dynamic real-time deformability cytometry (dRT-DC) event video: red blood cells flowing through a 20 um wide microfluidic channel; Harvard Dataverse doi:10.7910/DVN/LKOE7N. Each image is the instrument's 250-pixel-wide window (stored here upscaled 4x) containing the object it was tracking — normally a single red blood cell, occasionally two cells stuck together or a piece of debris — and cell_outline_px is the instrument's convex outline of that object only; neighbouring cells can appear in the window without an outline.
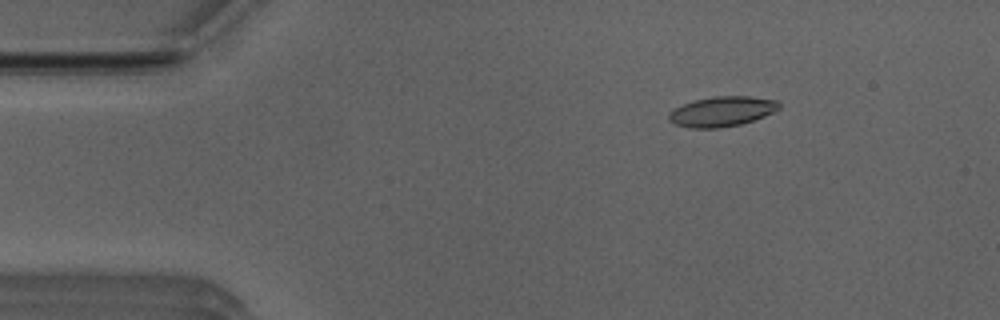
{"species": "Egyptian fruit bat (a non-hibernating species)", "species_latin": "Rousettus aegyptiacus", "temperature_condition": "room temperature", "stored_images_in_passage": 52, "camera_frame_rate_fps": 3000, "um_per_image_px": 0.085, "animal": {"sex": "male"}, "frame": {"image": 1, "passage_image": 8, "time_ms": 2.333, "image_size_px": [1000, 320], "cell_outline_px": [[780, 108], [764, 116], [740, 124], [716, 128], [692, 128], [676, 124], [668, 120], [668, 112], [684, 104], [696, 100], [712, 96], [748, 96], [780, 100]], "centroid_in_image_um": [61.38, 9.46], "position_along_channel_um": 23.6, "area_um2": 19.13}}
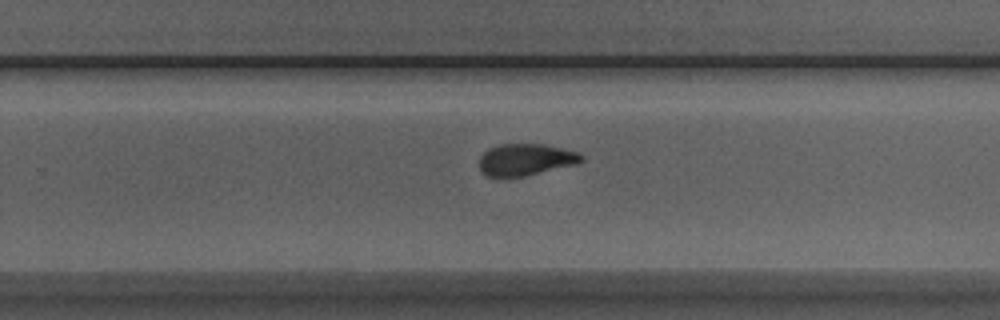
{"frame": {"image": 2, "passage_image": 33, "time_ms": 10.667, "image_size_px": [1000, 320], "cell_outline_px": [[584, 160], [576, 164], [524, 176], [488, 176], [480, 172], [480, 156], [488, 148], [500, 144], [544, 144], [576, 152], [584, 156]], "centroid_in_image_um": [44.66, 13.56], "position_along_channel_um": 285.1, "area_um2": 18.73}}
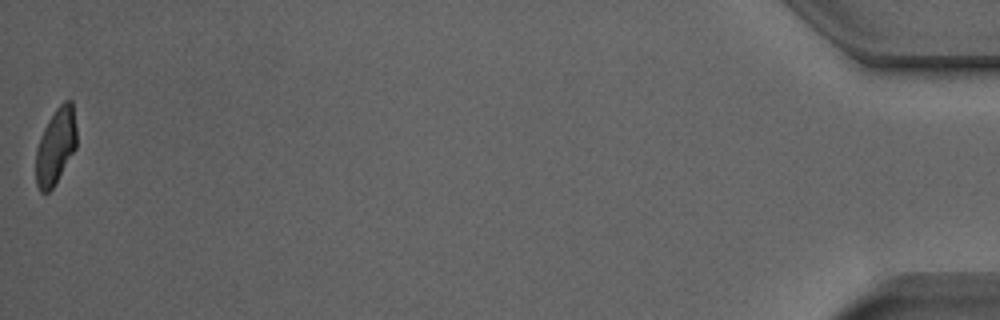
{"frame": {"image": 3, "passage_image": 52, "time_ms": 17.0, "image_size_px": [1000, 320], "cell_outline_px": [[76, 148], [52, 188], [48, 192], [40, 192], [36, 184], [36, 148], [40, 136], [48, 120], [56, 108], [64, 100], [72, 100], [76, 128]], "centroid_in_image_um": [4.73, 12.41], "position_along_channel_um": 430.5, "area_um2": 17.98}, "authors_computed_cell_mechanics": {"area_um2": 19.3341, "velocity_mm_per_s": 3.9632, "shape_relaxation_time_tau1_ms": 3.8355, "shape_relaxation_time_tau2_ms": 1.2232, "deformation_change_tau1": 0.1752, "deformation_change_tau2": 0.0726}}